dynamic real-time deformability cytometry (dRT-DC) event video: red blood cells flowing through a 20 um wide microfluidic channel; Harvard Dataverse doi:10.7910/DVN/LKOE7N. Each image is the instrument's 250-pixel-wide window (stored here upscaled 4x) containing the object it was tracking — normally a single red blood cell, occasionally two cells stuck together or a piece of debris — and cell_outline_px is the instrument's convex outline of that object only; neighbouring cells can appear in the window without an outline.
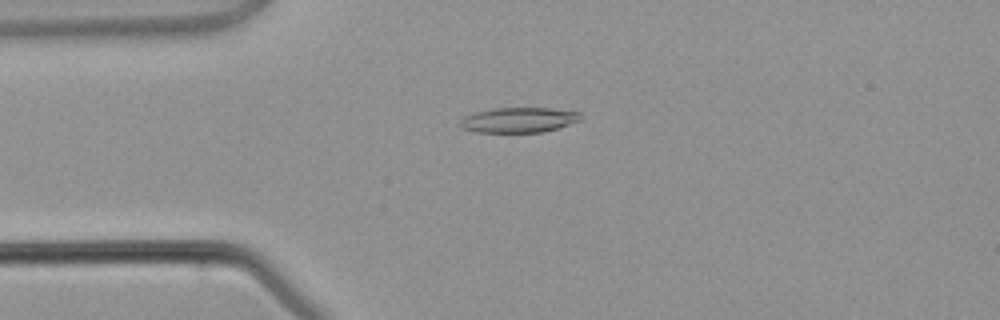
{"species": "common noctule bat (a hibernating species)", "species_latin": "Nyctalus noctula", "temperature_condition": "warm", "stored_images_in_passage": 1, "camera_frame_rate_fps": 3000, "um_per_image_px": 0.085, "animal": {"sex": "male", "body_mass_g": 21.5, "forearm_length_mm": 52.0}, "frame": {"image": 1, "passage_image": 1, "time_ms": 0.0, "image_size_px": [1000, 320], "cell_outline_px": [[580, 120], [556, 128], [540, 132], [476, 132], [464, 128], [460, 124], [460, 120], [464, 116], [476, 112], [492, 108], [548, 108], [580, 112]], "centroid_in_image_um": [44.06, 10.19], "position_along_channel_um": 40.9, "area_um2": 17.34}}